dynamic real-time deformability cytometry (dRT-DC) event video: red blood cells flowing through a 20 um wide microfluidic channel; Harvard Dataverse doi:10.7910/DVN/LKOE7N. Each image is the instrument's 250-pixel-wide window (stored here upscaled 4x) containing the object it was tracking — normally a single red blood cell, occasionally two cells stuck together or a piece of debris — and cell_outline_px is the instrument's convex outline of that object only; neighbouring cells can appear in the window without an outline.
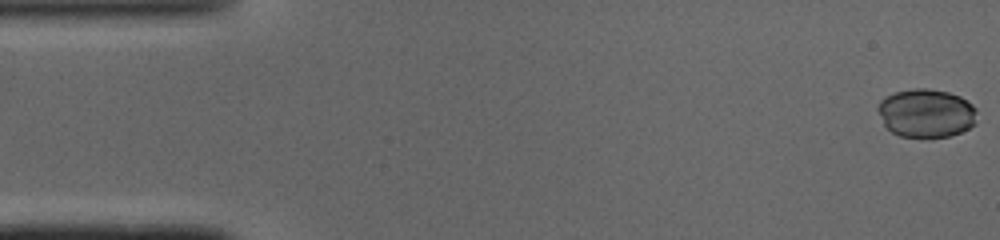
{"species": "common noctule bat (a hibernating species)", "species_latin": "Nyctalus noctula", "temperature_condition": "cold", "stored_images_in_passage": 47, "camera_frame_rate_fps": 3000, "um_per_image_px": 0.085, "animal": {"sex": "male", "body_mass_g": 19.0, "forearm_length_mm": 50.8}, "frame": {"image": 1, "passage_image": 1, "time_ms": 0.0, "image_size_px": [1000, 240], "cell_outline_px": [[976, 124], [960, 132], [948, 136], [900, 136], [892, 132], [884, 124], [876, 108], [880, 100], [884, 96], [896, 92], [912, 88], [928, 88], [948, 92], [960, 96], [972, 104], [976, 108]], "centroid_in_image_um": [78.72, 9.59], "position_along_channel_um": 6.3, "area_um2": 27.98}}
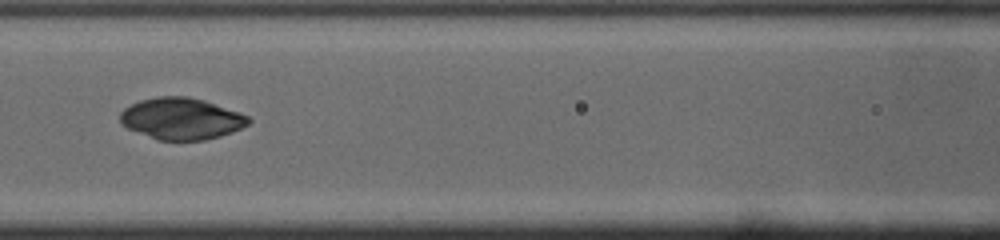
{"frame": {"image": 2, "passage_image": 21, "time_ms": 6.667, "image_size_px": [1000, 240], "cell_outline_px": [[252, 120], [248, 124], [232, 132], [220, 136], [204, 140], [156, 140], [128, 128], [120, 120], [120, 112], [124, 108], [140, 100], [156, 96], [188, 96], [204, 100], [240, 112], [248, 116]], "centroid_in_image_um": [15.42, 10.08], "position_along_channel_um": 151.2, "area_um2": 31.1}}
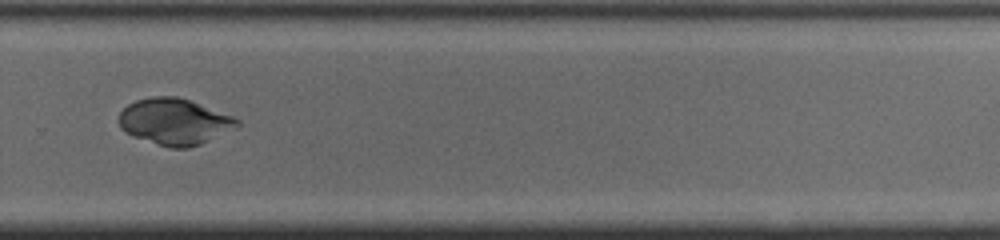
{"frame": {"image": 3, "passage_image": 33, "time_ms": 10.667, "image_size_px": [1000, 240], "cell_outline_px": [[240, 124], [236, 128], [200, 144], [188, 148], [168, 148], [132, 136], [124, 132], [120, 128], [120, 112], [128, 104], [136, 100], [152, 96], [176, 96], [188, 100], [232, 116], [240, 120]], "centroid_in_image_um": [14.81, 10.35], "position_along_channel_um": 315.0, "area_um2": 31.73}}